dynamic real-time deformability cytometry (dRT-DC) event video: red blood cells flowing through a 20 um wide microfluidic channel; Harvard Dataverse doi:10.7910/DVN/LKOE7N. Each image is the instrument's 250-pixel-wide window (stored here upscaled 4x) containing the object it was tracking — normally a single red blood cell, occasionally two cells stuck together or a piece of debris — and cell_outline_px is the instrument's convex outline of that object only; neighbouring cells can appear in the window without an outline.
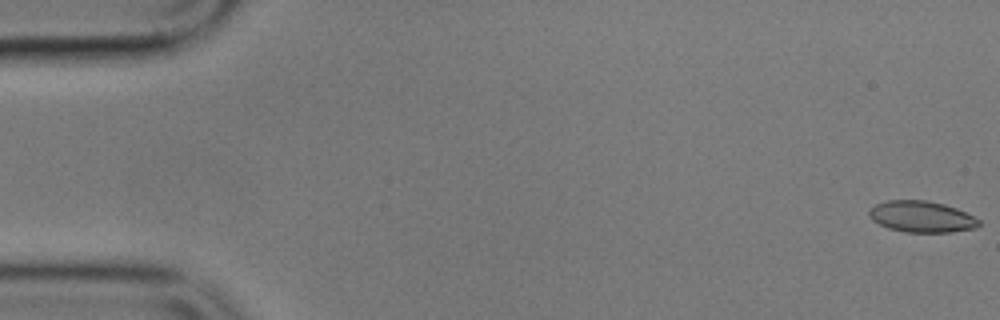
{"species": "common noctule bat (a hibernating species)", "species_latin": "Nyctalus noctula", "temperature_condition": "cold", "stored_images_in_passage": 5, "camera_frame_rate_fps": 3000, "um_per_image_px": 0.085, "animal": {"sex": "male", "body_mass_g": 17.9}, "frame": {"image": 1, "passage_image": 1, "time_ms": 0.0, "image_size_px": [1000, 320], "cell_outline_px": [[980, 224], [976, 228], [952, 232], [904, 232], [888, 228], [872, 220], [868, 212], [876, 204], [888, 200], [924, 200], [944, 204], [956, 208], [980, 220]], "centroid_in_image_um": [78.34, 18.42], "position_along_channel_um": 6.7, "area_um2": 19.88}}
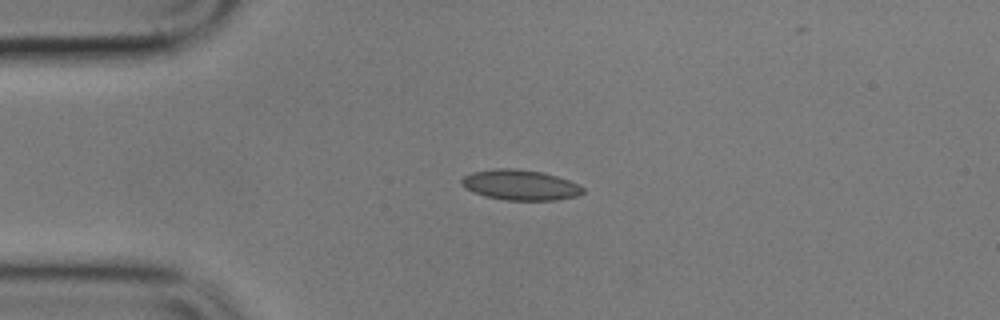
{"frame": {"image": 2, "passage_image": 4, "time_ms": 4.333, "image_size_px": [1000, 320], "cell_outline_px": [[584, 192], [576, 196], [556, 200], [504, 200], [488, 196], [464, 188], [460, 184], [460, 180], [464, 176], [472, 172], [496, 168], [516, 168], [540, 172], [556, 176], [568, 180], [584, 188]], "centroid_in_image_um": [44.19, 15.72], "position_along_channel_um": 40.8, "area_um2": 21.27}}